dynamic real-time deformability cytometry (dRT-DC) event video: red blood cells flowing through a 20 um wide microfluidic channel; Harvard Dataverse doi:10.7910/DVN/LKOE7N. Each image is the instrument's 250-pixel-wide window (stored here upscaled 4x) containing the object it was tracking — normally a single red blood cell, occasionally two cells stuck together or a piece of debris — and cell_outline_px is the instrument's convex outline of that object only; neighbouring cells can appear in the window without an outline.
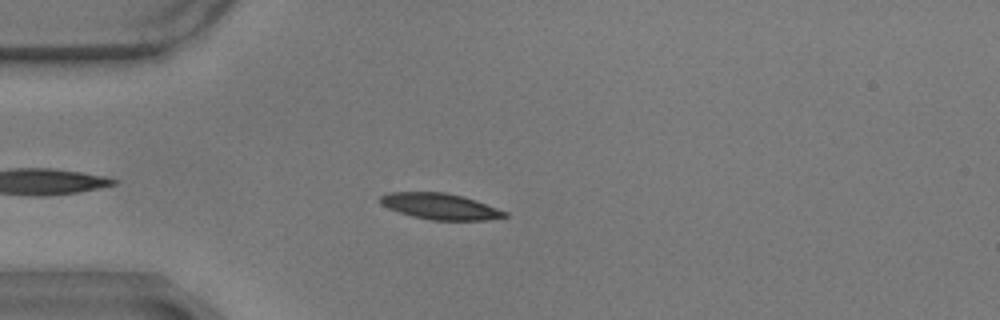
{"species": "common noctule bat (a hibernating species)", "species_latin": "Nyctalus noctula", "temperature_condition": "warm", "stored_images_in_passage": 46, "camera_frame_rate_fps": 3000, "um_per_image_px": 0.085, "animal": {"sex": "male", "body_mass_g": 17.9}, "frame": {"image": 1, "passage_image": 8, "time_ms": 2.333, "image_size_px": [1000, 320], "cell_outline_px": [[508, 216], [484, 220], [432, 220], [412, 216], [388, 208], [380, 204], [380, 196], [388, 192], [444, 192], [464, 196], [476, 200], [508, 212]], "centroid_in_image_um": [37.41, 17.53], "position_along_channel_um": 47.6, "area_um2": 18.9}}
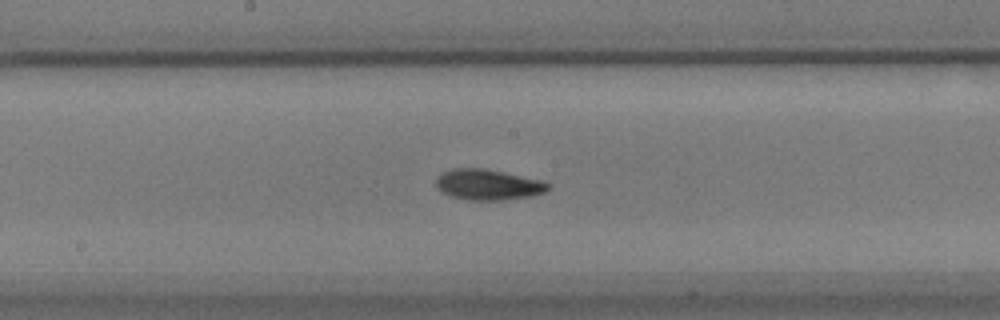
{"frame": {"image": 2, "passage_image": 23, "time_ms": 7.333, "image_size_px": [1000, 320], "cell_outline_px": [[552, 184], [544, 192], [528, 196], [504, 200], [468, 200], [448, 196], [436, 188], [436, 180], [440, 172], [452, 168], [484, 168], [544, 180]], "centroid_in_image_um": [41.45, 15.68], "position_along_channel_um": 206.7, "area_um2": 20.29}}
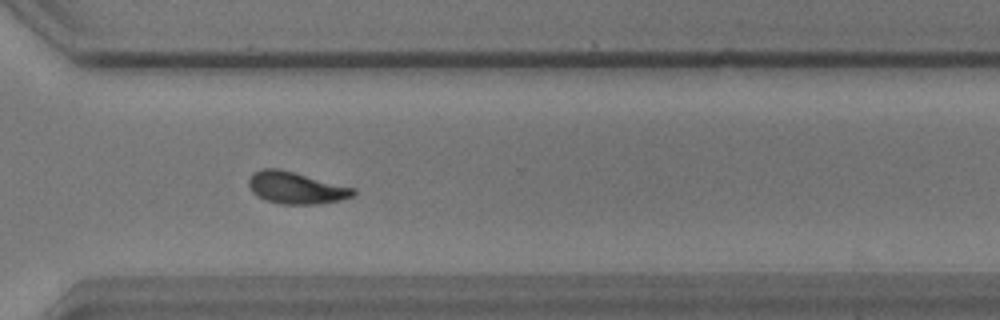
{"frame": {"image": 3, "passage_image": 35, "time_ms": 11.333, "image_size_px": [1000, 320], "cell_outline_px": [[356, 192], [352, 196], [340, 200], [316, 204], [280, 204], [264, 200], [256, 196], [252, 192], [248, 184], [248, 180], [252, 172], [260, 168], [280, 168], [356, 188]], "centroid_in_image_um": [25.12, 15.95], "position_along_channel_um": 345.5, "area_um2": 19.77}, "authors_computed_cell_mechanics": {"area_um2": 19.3052, "velocity_mm_per_s": 3.4735, "shape_relaxation_time_tau1_ms": 4.3476, "shape_relaxation_time_tau2_ms": 3.1909, "deformation_change_tau1": 0.1395, "deformation_change_tau2": 0.1001}}